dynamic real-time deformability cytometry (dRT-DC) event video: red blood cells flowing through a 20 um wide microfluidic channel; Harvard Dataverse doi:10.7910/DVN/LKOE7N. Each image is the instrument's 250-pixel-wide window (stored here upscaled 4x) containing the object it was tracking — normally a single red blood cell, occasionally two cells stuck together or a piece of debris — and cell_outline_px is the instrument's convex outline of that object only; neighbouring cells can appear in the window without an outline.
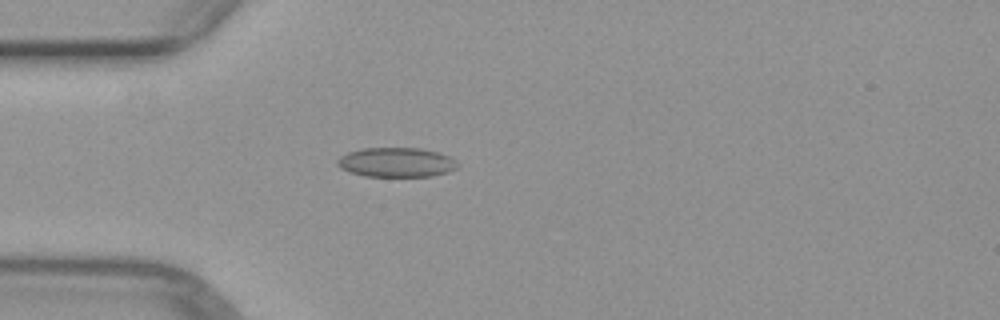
{"species": "common noctule bat (a hibernating species)", "species_latin": "Nyctalus noctula", "temperature_condition": "warm", "stored_images_in_passage": 4, "camera_frame_rate_fps": 3000, "um_per_image_px": 0.085, "animal": {"sex": "female", "body_mass_g": 29.2, "forearm_length_mm": 56.3}, "frame": {"image": 1, "passage_image": 4, "time_ms": 3.667, "image_size_px": [1000, 320], "cell_outline_px": [[456, 168], [448, 172], [432, 176], [364, 176], [348, 172], [340, 168], [336, 164], [336, 160], [340, 156], [348, 152], [364, 148], [420, 148], [440, 152], [456, 160]], "centroid_in_image_um": [33.66, 13.79], "position_along_channel_um": 51.3, "area_um2": 20.75}}